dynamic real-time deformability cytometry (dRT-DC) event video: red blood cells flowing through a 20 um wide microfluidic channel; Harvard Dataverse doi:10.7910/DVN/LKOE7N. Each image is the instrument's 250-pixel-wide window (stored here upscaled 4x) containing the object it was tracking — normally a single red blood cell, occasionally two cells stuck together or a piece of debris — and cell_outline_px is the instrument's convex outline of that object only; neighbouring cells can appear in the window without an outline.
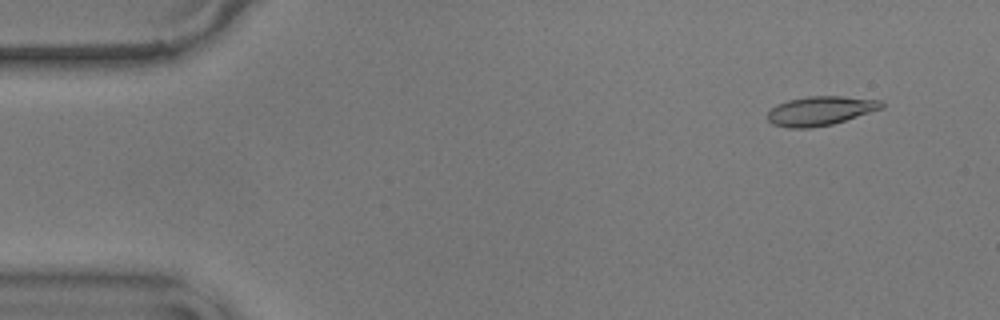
{"species": "common noctule bat (a hibernating species)", "species_latin": "Nyctalus noctula", "temperature_condition": "warm", "stored_images_in_passage": 56, "camera_frame_rate_fps": 3000, "um_per_image_px": 0.085, "animal": {"sex": "male", "body_mass_g": 17.9}, "frame": {"image": 1, "passage_image": 5, "time_ms": 1.333, "image_size_px": [1000, 320], "cell_outline_px": [[884, 108], [832, 124], [812, 128], [788, 128], [772, 124], [768, 120], [768, 112], [776, 104], [788, 100], [808, 96], [840, 96], [880, 100], [884, 104]], "centroid_in_image_um": [69.72, 9.42], "position_along_channel_um": 15.3, "area_um2": 19.36}}
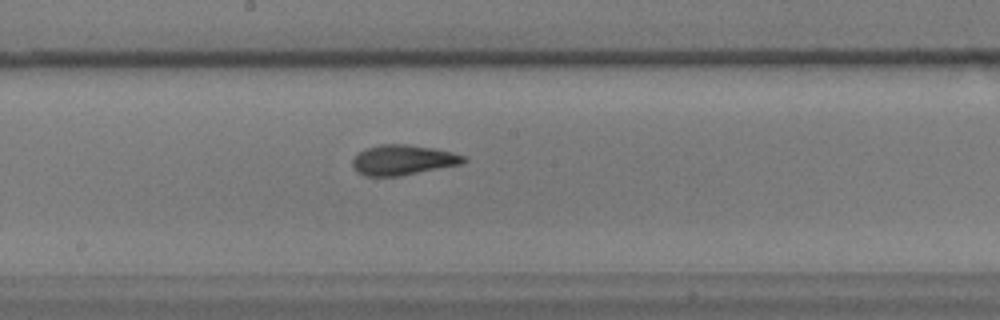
{"frame": {"image": 2, "passage_image": 30, "time_ms": 9.667, "image_size_px": [1000, 320], "cell_outline_px": [[468, 160], [464, 164], [396, 176], [364, 176], [356, 172], [352, 168], [352, 160], [364, 148], [380, 144], [408, 144], [432, 148], [452, 152], [468, 156]], "centroid_in_image_um": [34.26, 13.59], "position_along_channel_um": 213.9, "area_um2": 19.71}}
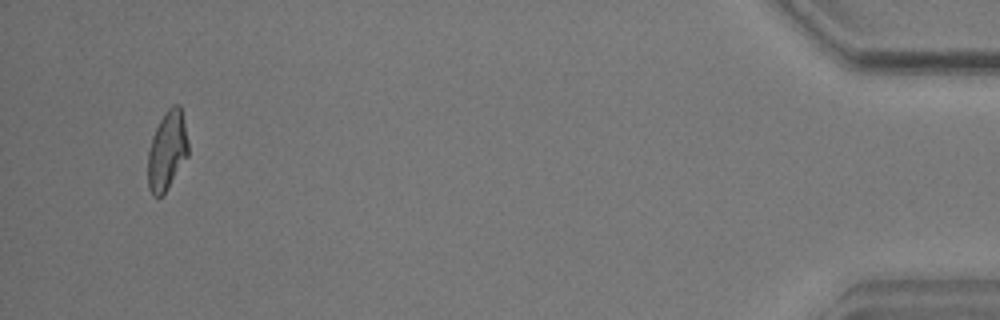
{"frame": {"image": 3, "passage_image": 54, "time_ms": 17.667, "image_size_px": [1000, 320], "cell_outline_px": [[188, 156], [164, 192], [160, 196], [152, 196], [148, 188], [148, 152], [152, 136], [164, 112], [172, 104], [180, 104], [188, 144]], "centroid_in_image_um": [14.19, 12.78], "position_along_channel_um": 421.0, "area_um2": 18.32}, "authors_computed_cell_mechanics": {"area_um2": 19.074, "velocity_mm_per_s": 3.5809, "shape_relaxation_time_tau1_ms": 5.3648, "shape_relaxation_time_tau2_ms": 1.6784, "deformation_change_tau1": 0.1563, "deformation_change_tau2": 0.0866}}